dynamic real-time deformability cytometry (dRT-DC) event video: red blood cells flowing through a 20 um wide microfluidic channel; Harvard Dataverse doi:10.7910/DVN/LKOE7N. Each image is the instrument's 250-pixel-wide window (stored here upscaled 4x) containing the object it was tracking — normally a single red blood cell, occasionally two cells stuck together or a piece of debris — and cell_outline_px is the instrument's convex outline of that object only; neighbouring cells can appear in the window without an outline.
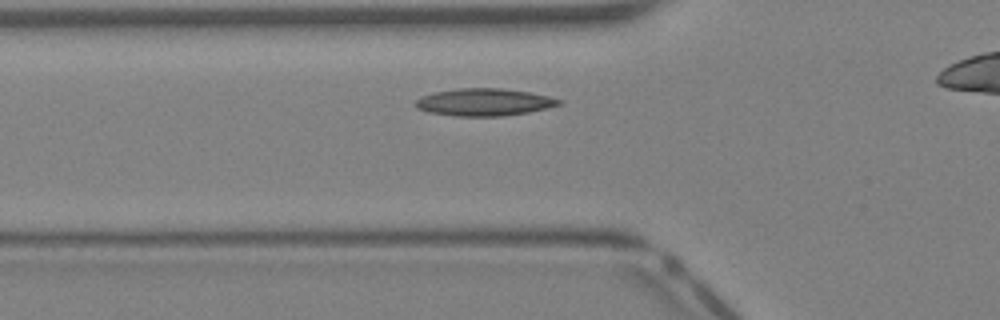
{"species": "Egyptian fruit bat (a non-hibernating species)", "species_latin": "Rousettus aegyptiacus", "temperature_condition": "warm", "stored_images_in_passage": 23, "camera_frame_rate_fps": 3000, "um_per_image_px": 0.085, "animal": {"sex": "female"}, "frame": {"image": 1, "passage_image": 2, "time_ms": 0.333, "image_size_px": [1000, 320], "cell_outline_px": [[564, 104], [548, 108], [528, 112], [504, 116], [452, 116], [428, 112], [416, 108], [416, 100], [420, 96], [436, 92], [456, 88], [504, 88], [528, 92], [548, 96], [564, 100]], "centroid_in_image_um": [41.18, 8.68], "position_along_channel_um": 84.6, "area_um2": 23.06}}
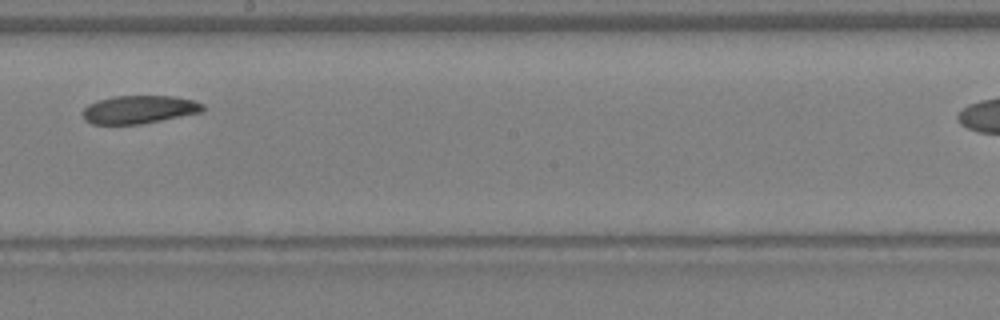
{"frame": {"image": 2, "passage_image": 11, "time_ms": 3.333, "image_size_px": [1000, 320], "cell_outline_px": [[204, 112], [140, 124], [92, 124], [84, 120], [84, 108], [88, 104], [96, 100], [116, 96], [172, 96], [192, 100], [204, 104]], "centroid_in_image_um": [11.83, 9.31], "position_along_channel_um": 236.4, "area_um2": 19.65}}
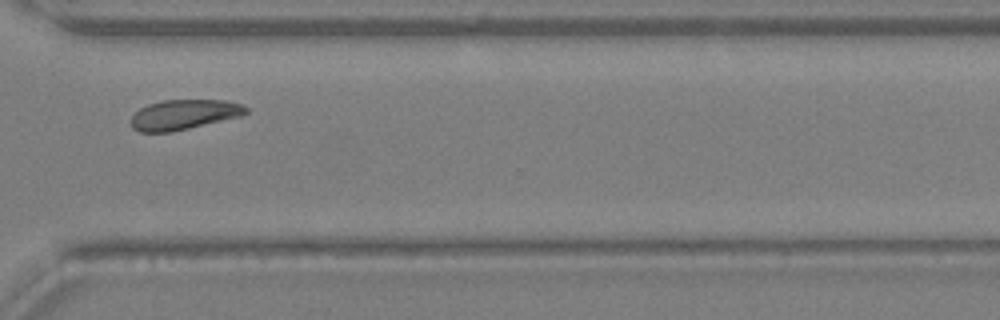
{"frame": {"image": 3, "passage_image": 18, "time_ms": 5.667, "image_size_px": [1000, 320], "cell_outline_px": [[248, 112], [240, 116], [172, 132], [140, 132], [132, 128], [132, 116], [140, 108], [148, 104], [164, 100], [224, 100], [240, 104], [248, 108]], "centroid_in_image_um": [15.62, 9.74], "position_along_channel_um": 355.0, "area_um2": 19.88}}